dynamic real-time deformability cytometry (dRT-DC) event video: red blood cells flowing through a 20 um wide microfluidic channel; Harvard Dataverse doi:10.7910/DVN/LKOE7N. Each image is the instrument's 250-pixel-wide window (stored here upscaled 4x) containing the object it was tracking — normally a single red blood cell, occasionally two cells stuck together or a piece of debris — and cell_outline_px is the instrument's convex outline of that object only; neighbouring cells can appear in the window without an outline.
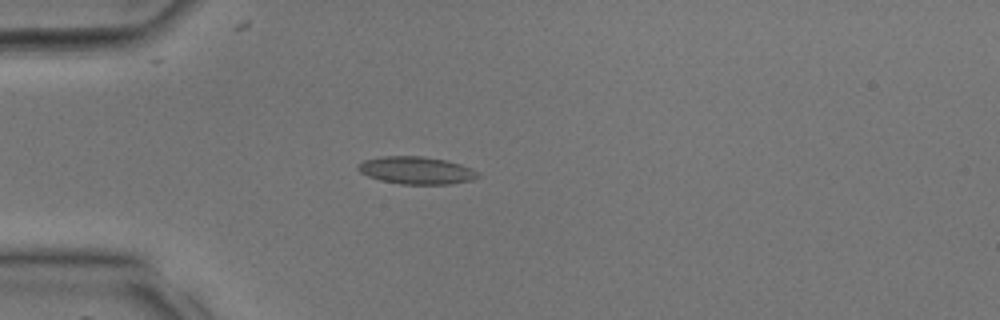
{"species": "common noctule bat (a hibernating species)", "species_latin": "Nyctalus noctula", "temperature_condition": "room temperature", "stored_images_in_passage": 36, "camera_frame_rate_fps": 3000, "um_per_image_px": 0.085, "animal": {"sex": "male", "body_mass_g": 17.9, "forearm_length_mm": 54.2}, "frame": {"image": 1, "passage_image": 9, "time_ms": 2.667, "image_size_px": [1000, 320], "cell_outline_px": [[480, 176], [472, 180], [452, 184], [400, 184], [380, 180], [368, 176], [360, 172], [356, 168], [356, 164], [364, 160], [384, 156], [424, 156], [444, 160], [460, 164], [472, 168], [480, 172]], "centroid_in_image_um": [35.39, 14.48], "position_along_channel_um": 49.6, "area_um2": 19.36}}
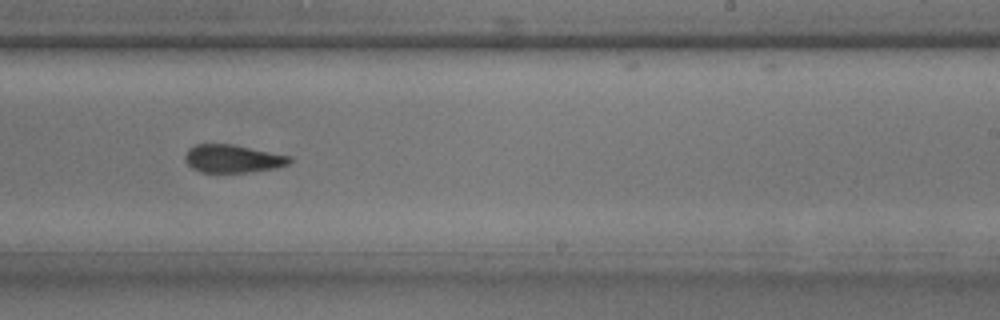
{"frame": {"image": 2, "passage_image": 22, "time_ms": 7.0, "image_size_px": [1000, 320], "cell_outline_px": [[292, 160], [288, 164], [276, 168], [244, 172], [200, 172], [192, 168], [184, 160], [184, 156], [188, 148], [196, 144], [232, 144], [292, 156]], "centroid_in_image_um": [19.76, 13.48], "position_along_channel_um": 269.2, "area_um2": 17.05}}
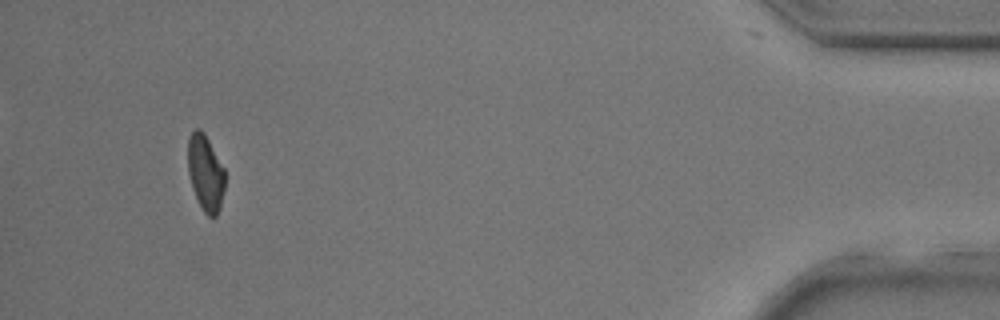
{"frame": {"image": 3, "passage_image": 34, "time_ms": 11.0, "image_size_px": [1000, 320], "cell_outline_px": [[224, 188], [220, 208], [216, 216], [212, 220], [204, 212], [192, 188], [188, 172], [188, 136], [196, 128], [200, 128], [204, 132], [224, 168]], "centroid_in_image_um": [17.46, 14.7], "position_along_channel_um": 417.7, "area_um2": 16.42}}